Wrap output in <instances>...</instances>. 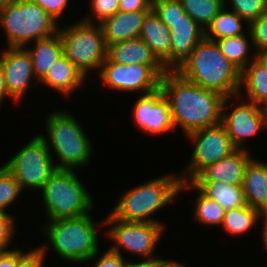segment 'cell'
Masks as SVG:
<instances>
[{
	"label": "cell",
	"mask_w": 267,
	"mask_h": 267,
	"mask_svg": "<svg viewBox=\"0 0 267 267\" xmlns=\"http://www.w3.org/2000/svg\"><path fill=\"white\" fill-rule=\"evenodd\" d=\"M255 59L260 62L267 70V49L255 51Z\"/></svg>",
	"instance_id": "ee69618b"
},
{
	"label": "cell",
	"mask_w": 267,
	"mask_h": 267,
	"mask_svg": "<svg viewBox=\"0 0 267 267\" xmlns=\"http://www.w3.org/2000/svg\"><path fill=\"white\" fill-rule=\"evenodd\" d=\"M8 96L9 98L11 97L7 91L4 71H3V68L0 62V105H1L2 100L5 99V97L7 98Z\"/></svg>",
	"instance_id": "7bdbcfd3"
},
{
	"label": "cell",
	"mask_w": 267,
	"mask_h": 267,
	"mask_svg": "<svg viewBox=\"0 0 267 267\" xmlns=\"http://www.w3.org/2000/svg\"><path fill=\"white\" fill-rule=\"evenodd\" d=\"M248 29L252 37V46L256 51L267 49V13L252 21Z\"/></svg>",
	"instance_id": "836d02e7"
},
{
	"label": "cell",
	"mask_w": 267,
	"mask_h": 267,
	"mask_svg": "<svg viewBox=\"0 0 267 267\" xmlns=\"http://www.w3.org/2000/svg\"><path fill=\"white\" fill-rule=\"evenodd\" d=\"M133 122L141 131L156 136L172 132L176 127L170 110V103L159 87L143 94L134 103Z\"/></svg>",
	"instance_id": "4fadbf2b"
},
{
	"label": "cell",
	"mask_w": 267,
	"mask_h": 267,
	"mask_svg": "<svg viewBox=\"0 0 267 267\" xmlns=\"http://www.w3.org/2000/svg\"><path fill=\"white\" fill-rule=\"evenodd\" d=\"M92 15L99 20L98 24L119 11V0H91Z\"/></svg>",
	"instance_id": "e575fe53"
},
{
	"label": "cell",
	"mask_w": 267,
	"mask_h": 267,
	"mask_svg": "<svg viewBox=\"0 0 267 267\" xmlns=\"http://www.w3.org/2000/svg\"><path fill=\"white\" fill-rule=\"evenodd\" d=\"M225 6L213 18L211 24L205 30V38L209 40H218L226 37H235L245 34L242 29L244 21L234 11L225 10Z\"/></svg>",
	"instance_id": "4316f807"
},
{
	"label": "cell",
	"mask_w": 267,
	"mask_h": 267,
	"mask_svg": "<svg viewBox=\"0 0 267 267\" xmlns=\"http://www.w3.org/2000/svg\"><path fill=\"white\" fill-rule=\"evenodd\" d=\"M45 248L46 246L38 247L26 253L18 249L17 267H43L46 258Z\"/></svg>",
	"instance_id": "d590c367"
},
{
	"label": "cell",
	"mask_w": 267,
	"mask_h": 267,
	"mask_svg": "<svg viewBox=\"0 0 267 267\" xmlns=\"http://www.w3.org/2000/svg\"><path fill=\"white\" fill-rule=\"evenodd\" d=\"M248 30L247 35L241 34L235 37H226L218 40H214L220 51L228 58V60L233 63L240 71H242L251 60L248 59V53L250 44L252 43V37ZM250 41V43H249Z\"/></svg>",
	"instance_id": "f1b7e54d"
},
{
	"label": "cell",
	"mask_w": 267,
	"mask_h": 267,
	"mask_svg": "<svg viewBox=\"0 0 267 267\" xmlns=\"http://www.w3.org/2000/svg\"><path fill=\"white\" fill-rule=\"evenodd\" d=\"M247 102L238 103L231 113L222 111V124L238 149L244 148L242 145L247 142V138L255 136L263 128L266 129L264 108L252 101Z\"/></svg>",
	"instance_id": "5bb4252c"
},
{
	"label": "cell",
	"mask_w": 267,
	"mask_h": 267,
	"mask_svg": "<svg viewBox=\"0 0 267 267\" xmlns=\"http://www.w3.org/2000/svg\"><path fill=\"white\" fill-rule=\"evenodd\" d=\"M168 70L164 65L121 64L108 57L102 64L98 74L103 84L110 90L143 91L150 93L160 87L161 77Z\"/></svg>",
	"instance_id": "8fae6325"
},
{
	"label": "cell",
	"mask_w": 267,
	"mask_h": 267,
	"mask_svg": "<svg viewBox=\"0 0 267 267\" xmlns=\"http://www.w3.org/2000/svg\"><path fill=\"white\" fill-rule=\"evenodd\" d=\"M187 13L201 28L211 24L213 18L225 6V0H179Z\"/></svg>",
	"instance_id": "f546056e"
},
{
	"label": "cell",
	"mask_w": 267,
	"mask_h": 267,
	"mask_svg": "<svg viewBox=\"0 0 267 267\" xmlns=\"http://www.w3.org/2000/svg\"><path fill=\"white\" fill-rule=\"evenodd\" d=\"M186 136L195 142V147L191 161L179 173L181 181H191L207 165L229 156L238 149L222 123L198 129Z\"/></svg>",
	"instance_id": "7c38bea8"
},
{
	"label": "cell",
	"mask_w": 267,
	"mask_h": 267,
	"mask_svg": "<svg viewBox=\"0 0 267 267\" xmlns=\"http://www.w3.org/2000/svg\"><path fill=\"white\" fill-rule=\"evenodd\" d=\"M58 32L63 42V54L85 77L89 70L98 69L100 73L107 58V46L100 24H95L91 16H85L67 28H59Z\"/></svg>",
	"instance_id": "ba28073f"
},
{
	"label": "cell",
	"mask_w": 267,
	"mask_h": 267,
	"mask_svg": "<svg viewBox=\"0 0 267 267\" xmlns=\"http://www.w3.org/2000/svg\"><path fill=\"white\" fill-rule=\"evenodd\" d=\"M35 47L25 48L32 60L33 71L39 81L46 75L51 65L63 55V42L59 32L35 41Z\"/></svg>",
	"instance_id": "603a6c76"
},
{
	"label": "cell",
	"mask_w": 267,
	"mask_h": 267,
	"mask_svg": "<svg viewBox=\"0 0 267 267\" xmlns=\"http://www.w3.org/2000/svg\"><path fill=\"white\" fill-rule=\"evenodd\" d=\"M107 57L113 62L126 65H164L140 37L108 45Z\"/></svg>",
	"instance_id": "7402d4cb"
},
{
	"label": "cell",
	"mask_w": 267,
	"mask_h": 267,
	"mask_svg": "<svg viewBox=\"0 0 267 267\" xmlns=\"http://www.w3.org/2000/svg\"><path fill=\"white\" fill-rule=\"evenodd\" d=\"M12 215L6 213H0V251L9 250V244L15 234V222Z\"/></svg>",
	"instance_id": "8d00e7d4"
},
{
	"label": "cell",
	"mask_w": 267,
	"mask_h": 267,
	"mask_svg": "<svg viewBox=\"0 0 267 267\" xmlns=\"http://www.w3.org/2000/svg\"><path fill=\"white\" fill-rule=\"evenodd\" d=\"M140 38L151 48L156 57L171 70V36L169 28L153 9L143 19Z\"/></svg>",
	"instance_id": "ac0fdd59"
},
{
	"label": "cell",
	"mask_w": 267,
	"mask_h": 267,
	"mask_svg": "<svg viewBox=\"0 0 267 267\" xmlns=\"http://www.w3.org/2000/svg\"><path fill=\"white\" fill-rule=\"evenodd\" d=\"M18 249L0 251V267H17Z\"/></svg>",
	"instance_id": "60d3db41"
},
{
	"label": "cell",
	"mask_w": 267,
	"mask_h": 267,
	"mask_svg": "<svg viewBox=\"0 0 267 267\" xmlns=\"http://www.w3.org/2000/svg\"><path fill=\"white\" fill-rule=\"evenodd\" d=\"M242 188L246 205L267 218V164L253 157L246 167Z\"/></svg>",
	"instance_id": "d6986e66"
},
{
	"label": "cell",
	"mask_w": 267,
	"mask_h": 267,
	"mask_svg": "<svg viewBox=\"0 0 267 267\" xmlns=\"http://www.w3.org/2000/svg\"><path fill=\"white\" fill-rule=\"evenodd\" d=\"M58 22L30 0H18L0 6V25L4 27L8 47H26L58 32Z\"/></svg>",
	"instance_id": "5b68a950"
},
{
	"label": "cell",
	"mask_w": 267,
	"mask_h": 267,
	"mask_svg": "<svg viewBox=\"0 0 267 267\" xmlns=\"http://www.w3.org/2000/svg\"><path fill=\"white\" fill-rule=\"evenodd\" d=\"M171 36V70H176L205 37L201 28L187 13L176 21H162Z\"/></svg>",
	"instance_id": "2e32d148"
},
{
	"label": "cell",
	"mask_w": 267,
	"mask_h": 267,
	"mask_svg": "<svg viewBox=\"0 0 267 267\" xmlns=\"http://www.w3.org/2000/svg\"><path fill=\"white\" fill-rule=\"evenodd\" d=\"M42 7L57 22L66 10L69 0H30Z\"/></svg>",
	"instance_id": "74e56055"
},
{
	"label": "cell",
	"mask_w": 267,
	"mask_h": 267,
	"mask_svg": "<svg viewBox=\"0 0 267 267\" xmlns=\"http://www.w3.org/2000/svg\"><path fill=\"white\" fill-rule=\"evenodd\" d=\"M148 11L120 12L100 23L106 46L140 37L142 22Z\"/></svg>",
	"instance_id": "ffe728a7"
},
{
	"label": "cell",
	"mask_w": 267,
	"mask_h": 267,
	"mask_svg": "<svg viewBox=\"0 0 267 267\" xmlns=\"http://www.w3.org/2000/svg\"><path fill=\"white\" fill-rule=\"evenodd\" d=\"M180 185V175L168 173L164 177L132 187L120 198L111 215L124 221L160 222L151 215L177 198Z\"/></svg>",
	"instance_id": "3957f363"
},
{
	"label": "cell",
	"mask_w": 267,
	"mask_h": 267,
	"mask_svg": "<svg viewBox=\"0 0 267 267\" xmlns=\"http://www.w3.org/2000/svg\"><path fill=\"white\" fill-rule=\"evenodd\" d=\"M264 225H263V228H262V240L264 242V246L267 250V218L264 219L263 221Z\"/></svg>",
	"instance_id": "f6af8a7d"
},
{
	"label": "cell",
	"mask_w": 267,
	"mask_h": 267,
	"mask_svg": "<svg viewBox=\"0 0 267 267\" xmlns=\"http://www.w3.org/2000/svg\"><path fill=\"white\" fill-rule=\"evenodd\" d=\"M47 117L48 137L41 136L59 158L60 163H55L56 169L74 170L87 165L93 148L76 118L65 111H56Z\"/></svg>",
	"instance_id": "8992f818"
},
{
	"label": "cell",
	"mask_w": 267,
	"mask_h": 267,
	"mask_svg": "<svg viewBox=\"0 0 267 267\" xmlns=\"http://www.w3.org/2000/svg\"><path fill=\"white\" fill-rule=\"evenodd\" d=\"M232 11L237 13L247 26L259 16L267 13V0H231Z\"/></svg>",
	"instance_id": "1f68e13d"
},
{
	"label": "cell",
	"mask_w": 267,
	"mask_h": 267,
	"mask_svg": "<svg viewBox=\"0 0 267 267\" xmlns=\"http://www.w3.org/2000/svg\"><path fill=\"white\" fill-rule=\"evenodd\" d=\"M163 267H186L184 264L182 263H178L177 261H168Z\"/></svg>",
	"instance_id": "bcb514c9"
},
{
	"label": "cell",
	"mask_w": 267,
	"mask_h": 267,
	"mask_svg": "<svg viewBox=\"0 0 267 267\" xmlns=\"http://www.w3.org/2000/svg\"><path fill=\"white\" fill-rule=\"evenodd\" d=\"M98 259L93 264L94 267H124L127 263L121 254L112 251L110 248Z\"/></svg>",
	"instance_id": "f35d334b"
},
{
	"label": "cell",
	"mask_w": 267,
	"mask_h": 267,
	"mask_svg": "<svg viewBox=\"0 0 267 267\" xmlns=\"http://www.w3.org/2000/svg\"><path fill=\"white\" fill-rule=\"evenodd\" d=\"M185 188H192L200 192L196 198L194 220L205 224L207 227L222 225L225 214L224 208L218 202L205 196L191 181H181L180 192Z\"/></svg>",
	"instance_id": "484cf974"
},
{
	"label": "cell",
	"mask_w": 267,
	"mask_h": 267,
	"mask_svg": "<svg viewBox=\"0 0 267 267\" xmlns=\"http://www.w3.org/2000/svg\"><path fill=\"white\" fill-rule=\"evenodd\" d=\"M152 0H119L120 12L149 11Z\"/></svg>",
	"instance_id": "ab89813d"
},
{
	"label": "cell",
	"mask_w": 267,
	"mask_h": 267,
	"mask_svg": "<svg viewBox=\"0 0 267 267\" xmlns=\"http://www.w3.org/2000/svg\"><path fill=\"white\" fill-rule=\"evenodd\" d=\"M152 9L161 21H176L185 14L179 0H152Z\"/></svg>",
	"instance_id": "d6a6232c"
},
{
	"label": "cell",
	"mask_w": 267,
	"mask_h": 267,
	"mask_svg": "<svg viewBox=\"0 0 267 267\" xmlns=\"http://www.w3.org/2000/svg\"><path fill=\"white\" fill-rule=\"evenodd\" d=\"M18 0H0V6L7 4V3H12V2H16Z\"/></svg>",
	"instance_id": "7dc6e473"
},
{
	"label": "cell",
	"mask_w": 267,
	"mask_h": 267,
	"mask_svg": "<svg viewBox=\"0 0 267 267\" xmlns=\"http://www.w3.org/2000/svg\"><path fill=\"white\" fill-rule=\"evenodd\" d=\"M258 210L248 205L225 211L222 226L232 235H242L256 224L258 219H265Z\"/></svg>",
	"instance_id": "83f0119b"
},
{
	"label": "cell",
	"mask_w": 267,
	"mask_h": 267,
	"mask_svg": "<svg viewBox=\"0 0 267 267\" xmlns=\"http://www.w3.org/2000/svg\"><path fill=\"white\" fill-rule=\"evenodd\" d=\"M0 62L7 91L12 100L19 102L35 77L31 56L24 47H8L0 53Z\"/></svg>",
	"instance_id": "9a60e30c"
},
{
	"label": "cell",
	"mask_w": 267,
	"mask_h": 267,
	"mask_svg": "<svg viewBox=\"0 0 267 267\" xmlns=\"http://www.w3.org/2000/svg\"><path fill=\"white\" fill-rule=\"evenodd\" d=\"M240 73V91L244 86L249 101L265 107L267 105V70L255 57ZM244 84V85H243Z\"/></svg>",
	"instance_id": "cb8c5ba5"
},
{
	"label": "cell",
	"mask_w": 267,
	"mask_h": 267,
	"mask_svg": "<svg viewBox=\"0 0 267 267\" xmlns=\"http://www.w3.org/2000/svg\"><path fill=\"white\" fill-rule=\"evenodd\" d=\"M41 191L49 221L80 217L94 209L90 193L74 170L57 169Z\"/></svg>",
	"instance_id": "52a82bcc"
},
{
	"label": "cell",
	"mask_w": 267,
	"mask_h": 267,
	"mask_svg": "<svg viewBox=\"0 0 267 267\" xmlns=\"http://www.w3.org/2000/svg\"><path fill=\"white\" fill-rule=\"evenodd\" d=\"M205 196L218 202L225 211L246 205L242 186L218 181H191Z\"/></svg>",
	"instance_id": "d4e9b609"
},
{
	"label": "cell",
	"mask_w": 267,
	"mask_h": 267,
	"mask_svg": "<svg viewBox=\"0 0 267 267\" xmlns=\"http://www.w3.org/2000/svg\"><path fill=\"white\" fill-rule=\"evenodd\" d=\"M102 221L104 222L101 224L112 226L106 234L114 241V245L110 247L112 251L122 254L121 249H126L145 259L155 258L154 249L164 231L162 222L124 221L111 214Z\"/></svg>",
	"instance_id": "30bf717a"
},
{
	"label": "cell",
	"mask_w": 267,
	"mask_h": 267,
	"mask_svg": "<svg viewBox=\"0 0 267 267\" xmlns=\"http://www.w3.org/2000/svg\"><path fill=\"white\" fill-rule=\"evenodd\" d=\"M41 134L36 135L4 165L19 183L21 189L41 190L57 170L54 158Z\"/></svg>",
	"instance_id": "9c48e42d"
},
{
	"label": "cell",
	"mask_w": 267,
	"mask_h": 267,
	"mask_svg": "<svg viewBox=\"0 0 267 267\" xmlns=\"http://www.w3.org/2000/svg\"><path fill=\"white\" fill-rule=\"evenodd\" d=\"M175 71L194 84L225 98L241 97V71L220 51L215 41L205 37Z\"/></svg>",
	"instance_id": "7a4b0ae2"
},
{
	"label": "cell",
	"mask_w": 267,
	"mask_h": 267,
	"mask_svg": "<svg viewBox=\"0 0 267 267\" xmlns=\"http://www.w3.org/2000/svg\"><path fill=\"white\" fill-rule=\"evenodd\" d=\"M23 191L14 176L3 166L0 167V213L5 210Z\"/></svg>",
	"instance_id": "4dcf8cb0"
},
{
	"label": "cell",
	"mask_w": 267,
	"mask_h": 267,
	"mask_svg": "<svg viewBox=\"0 0 267 267\" xmlns=\"http://www.w3.org/2000/svg\"><path fill=\"white\" fill-rule=\"evenodd\" d=\"M169 260H164L159 256H156L152 259H147L142 262H131L127 260V263L124 267H163Z\"/></svg>",
	"instance_id": "b9f144b4"
},
{
	"label": "cell",
	"mask_w": 267,
	"mask_h": 267,
	"mask_svg": "<svg viewBox=\"0 0 267 267\" xmlns=\"http://www.w3.org/2000/svg\"><path fill=\"white\" fill-rule=\"evenodd\" d=\"M249 154L247 148L237 149L229 156L207 165L191 181H218L242 186L246 167L253 158Z\"/></svg>",
	"instance_id": "e0dca14e"
},
{
	"label": "cell",
	"mask_w": 267,
	"mask_h": 267,
	"mask_svg": "<svg viewBox=\"0 0 267 267\" xmlns=\"http://www.w3.org/2000/svg\"><path fill=\"white\" fill-rule=\"evenodd\" d=\"M160 88L170 103L175 127L186 133L222 123V111L231 97L204 89L182 77L175 70H168L162 77ZM228 101V102H227Z\"/></svg>",
	"instance_id": "6da1fadb"
},
{
	"label": "cell",
	"mask_w": 267,
	"mask_h": 267,
	"mask_svg": "<svg viewBox=\"0 0 267 267\" xmlns=\"http://www.w3.org/2000/svg\"><path fill=\"white\" fill-rule=\"evenodd\" d=\"M264 108V112H265V121H266V129H267V105Z\"/></svg>",
	"instance_id": "c3c4849f"
},
{
	"label": "cell",
	"mask_w": 267,
	"mask_h": 267,
	"mask_svg": "<svg viewBox=\"0 0 267 267\" xmlns=\"http://www.w3.org/2000/svg\"><path fill=\"white\" fill-rule=\"evenodd\" d=\"M83 73L63 54L48 69L40 80L64 95H69L85 82Z\"/></svg>",
	"instance_id": "44dd1931"
},
{
	"label": "cell",
	"mask_w": 267,
	"mask_h": 267,
	"mask_svg": "<svg viewBox=\"0 0 267 267\" xmlns=\"http://www.w3.org/2000/svg\"><path fill=\"white\" fill-rule=\"evenodd\" d=\"M42 233L59 257L70 263H83L98 255V235L91 213L76 217L49 221ZM44 231V232H43Z\"/></svg>",
	"instance_id": "277c9868"
}]
</instances>
